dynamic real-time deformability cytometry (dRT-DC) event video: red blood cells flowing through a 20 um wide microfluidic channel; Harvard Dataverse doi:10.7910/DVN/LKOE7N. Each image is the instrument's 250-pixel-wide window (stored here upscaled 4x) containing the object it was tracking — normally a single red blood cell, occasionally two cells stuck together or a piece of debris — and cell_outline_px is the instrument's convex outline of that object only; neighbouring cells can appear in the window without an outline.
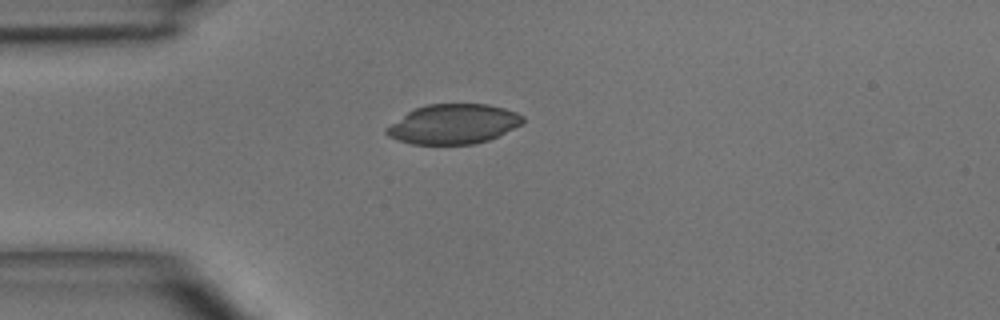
{"species": "common noctule bat (a hibernating species)", "species_latin": "Nyctalus noctula", "temperature_condition": "room temperature", "stored_images_in_passage": 1, "camera_frame_rate_fps": 3000, "um_per_image_px": 0.085, "animal": {"sex": "male", "body_mass_g": 15.6}, "frame": {"image": 1, "passage_image": 1, "time_ms": 0.0, "image_size_px": [1000, 320], "cell_outline_px": [[524, 124], [488, 140], [476, 144], [412, 144], [388, 136], [384, 132], [384, 128], [408, 112], [416, 108], [428, 104], [488, 104], [504, 108], [516, 112], [524, 116]], "centroid_in_image_um": [38.56, 10.54], "position_along_channel_um": 46.4, "area_um2": 31.56}}